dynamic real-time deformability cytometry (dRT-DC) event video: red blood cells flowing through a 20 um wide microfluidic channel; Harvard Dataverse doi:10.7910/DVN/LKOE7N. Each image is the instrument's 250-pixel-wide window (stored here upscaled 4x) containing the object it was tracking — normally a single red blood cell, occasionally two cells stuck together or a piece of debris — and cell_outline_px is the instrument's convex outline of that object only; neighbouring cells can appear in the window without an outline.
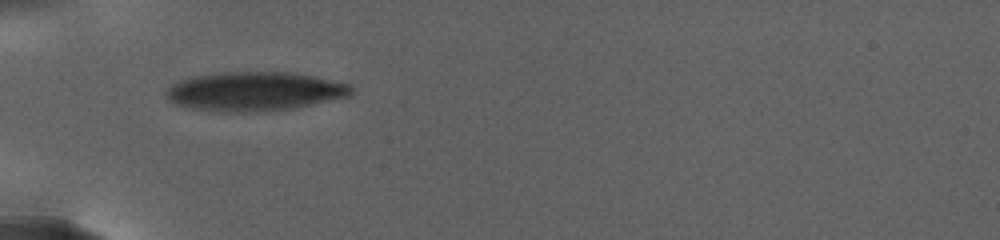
{"species": "human", "species_latin": "Homo sapiens", "temperature_condition": "warm", "stored_images_in_passage": 13, "camera_frame_rate_fps": 3000, "um_per_image_px": 0.085, "donor": {"sex": "female"}, "frame": {"image": 1, "passage_image": 1, "time_ms": 0.0, "image_size_px": [1000, 240], "cell_outline_px": [[352, 96], [296, 108], [264, 112], [208, 112], [172, 104], [168, 96], [168, 88], [172, 84], [196, 76], [236, 72], [288, 72], [312, 76], [352, 84]], "centroid_in_image_um": [21.7, 7.8], "position_along_channel_um": 63.3, "area_um2": 42.25}}
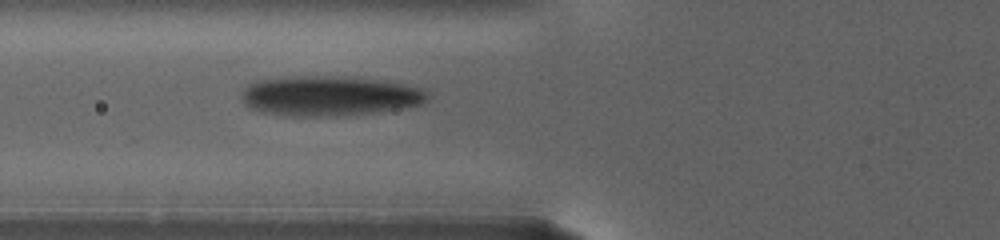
{"frame": {"image": 2, "passage_image": 10, "time_ms": 1.667, "image_size_px": [1000, 240], "cell_outline_px": [[428, 96], [420, 104], [404, 108], [352, 116], [284, 116], [260, 112], [248, 108], [244, 104], [240, 96], [244, 88], [248, 84], [260, 80], [296, 76], [332, 76], [376, 80], [400, 84], [416, 88], [424, 92]], "centroid_in_image_um": [27.88, 8.18], "position_along_channel_um": 97.9, "area_um2": 43.18}}